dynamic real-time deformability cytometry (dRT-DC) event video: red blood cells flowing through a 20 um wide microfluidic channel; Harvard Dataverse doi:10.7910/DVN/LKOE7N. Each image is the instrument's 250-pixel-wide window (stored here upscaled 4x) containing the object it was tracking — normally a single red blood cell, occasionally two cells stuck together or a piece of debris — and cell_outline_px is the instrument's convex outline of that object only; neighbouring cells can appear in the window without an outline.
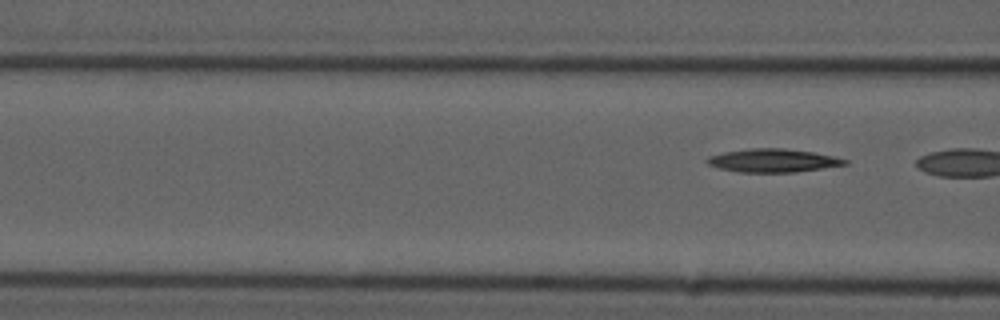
{"species": "common noctule bat (a hibernating species)", "species_latin": "Nyctalus noctula", "temperature_condition": "cold", "stored_images_in_passage": 16, "camera_frame_rate_fps": 3000, "um_per_image_px": 0.085, "animal": {"sex": "male", "forearm_length_mm": 52.5}, "frame": {"image": 1, "passage_image": 16, "time_ms": 5.0, "image_size_px": [1000, 320], "cell_outline_px": [[848, 164], [796, 172], [736, 172], [720, 168], [708, 164], [704, 160], [708, 156], [724, 152], [748, 148], [784, 148], [812, 152], [832, 156], [848, 160]], "centroid_in_image_um": [65.66, 13.64], "position_along_channel_um": 100.9, "area_um2": 18.67}}